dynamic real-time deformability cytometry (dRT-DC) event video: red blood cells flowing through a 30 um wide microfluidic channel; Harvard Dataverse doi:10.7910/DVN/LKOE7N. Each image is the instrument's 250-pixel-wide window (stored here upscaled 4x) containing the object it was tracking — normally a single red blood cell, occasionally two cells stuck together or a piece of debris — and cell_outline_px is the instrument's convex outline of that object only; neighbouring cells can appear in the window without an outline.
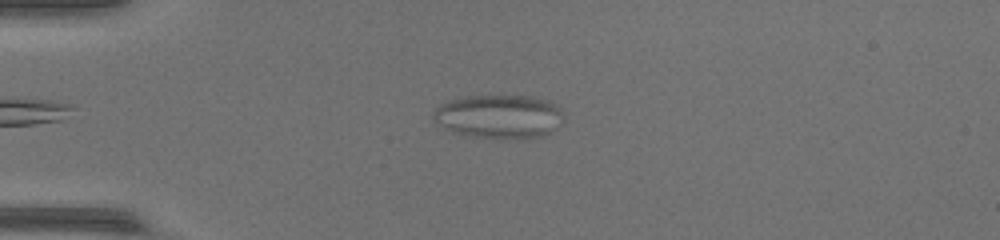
{"species": "common noctule bat (a hibernating species)", "species_latin": "Nyctalus noctula", "temperature_condition": "warm", "stored_images_in_passage": 37, "camera_frame_rate_fps": 3000, "um_per_image_px": 0.085, "animal": {"sex": "female", "body_mass_g": 17.0, "forearm_length_mm": 48.0}, "frame": {"image": 1, "passage_image": 9, "time_ms": 2.667, "image_size_px": [1000, 240], "cell_outline_px": [[560, 112], [548, 132], [532, 136], [480, 136], [456, 132], [436, 120], [432, 116], [432, 112], [436, 108], [452, 100], [468, 96], [528, 96], [544, 100], [552, 104]], "centroid_in_image_um": [42.3, 9.84], "position_along_channel_um": 42.7, "area_um2": 30.4}}
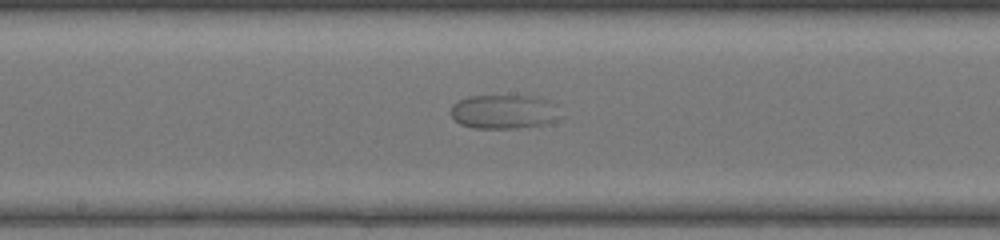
{"frame": {"image": 2, "passage_image": 24, "time_ms": 7.667, "image_size_px": [1000, 240], "cell_outline_px": [[556, 120], [540, 124], [516, 128], [472, 128], [460, 124], [452, 116], [452, 104], [468, 96], [536, 96], [548, 100]], "centroid_in_image_um": [42.69, 9.49], "position_along_channel_um": 205.5, "area_um2": 20.92}}
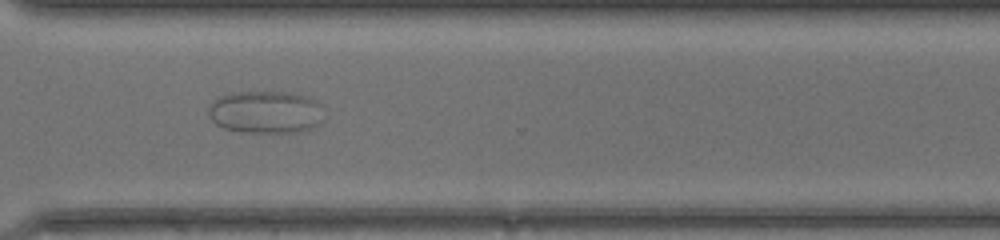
{"frame": {"image": 3, "passage_image": 35, "time_ms": 11.333, "image_size_px": [1000, 240], "cell_outline_px": [[324, 120], [308, 128], [296, 132], [244, 132], [224, 128], [216, 124], [208, 116], [208, 108], [220, 96], [232, 92], [292, 92], [308, 96], [316, 100], [320, 104]], "centroid_in_image_um": [22.58, 9.51], "position_along_channel_um": 348.0, "area_um2": 28.61}}